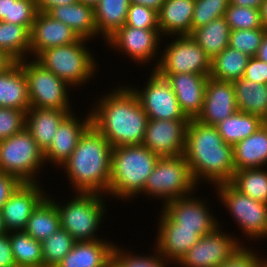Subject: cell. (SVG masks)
I'll use <instances>...</instances> for the list:
<instances>
[{
    "label": "cell",
    "instance_id": "obj_22",
    "mask_svg": "<svg viewBox=\"0 0 267 267\" xmlns=\"http://www.w3.org/2000/svg\"><path fill=\"white\" fill-rule=\"evenodd\" d=\"M30 35V58H36L45 49L80 39L69 26L44 12L37 13Z\"/></svg>",
    "mask_w": 267,
    "mask_h": 267
},
{
    "label": "cell",
    "instance_id": "obj_52",
    "mask_svg": "<svg viewBox=\"0 0 267 267\" xmlns=\"http://www.w3.org/2000/svg\"><path fill=\"white\" fill-rule=\"evenodd\" d=\"M264 0H230L231 5L260 9Z\"/></svg>",
    "mask_w": 267,
    "mask_h": 267
},
{
    "label": "cell",
    "instance_id": "obj_5",
    "mask_svg": "<svg viewBox=\"0 0 267 267\" xmlns=\"http://www.w3.org/2000/svg\"><path fill=\"white\" fill-rule=\"evenodd\" d=\"M74 194L69 201L64 199L65 203L56 200L52 194H47L57 206L61 228L76 241L104 239L102 235L101 237L98 235V231L107 215L108 203L105 200L107 196L101 193L74 192Z\"/></svg>",
    "mask_w": 267,
    "mask_h": 267
},
{
    "label": "cell",
    "instance_id": "obj_41",
    "mask_svg": "<svg viewBox=\"0 0 267 267\" xmlns=\"http://www.w3.org/2000/svg\"><path fill=\"white\" fill-rule=\"evenodd\" d=\"M224 17L232 30L263 28L261 11L257 8L229 5Z\"/></svg>",
    "mask_w": 267,
    "mask_h": 267
},
{
    "label": "cell",
    "instance_id": "obj_8",
    "mask_svg": "<svg viewBox=\"0 0 267 267\" xmlns=\"http://www.w3.org/2000/svg\"><path fill=\"white\" fill-rule=\"evenodd\" d=\"M45 164L43 151L26 127L0 141V172L13 175L22 183H40L38 177Z\"/></svg>",
    "mask_w": 267,
    "mask_h": 267
},
{
    "label": "cell",
    "instance_id": "obj_26",
    "mask_svg": "<svg viewBox=\"0 0 267 267\" xmlns=\"http://www.w3.org/2000/svg\"><path fill=\"white\" fill-rule=\"evenodd\" d=\"M71 112L73 111L34 107L27 110L25 127L43 152L50 146L61 122Z\"/></svg>",
    "mask_w": 267,
    "mask_h": 267
},
{
    "label": "cell",
    "instance_id": "obj_53",
    "mask_svg": "<svg viewBox=\"0 0 267 267\" xmlns=\"http://www.w3.org/2000/svg\"><path fill=\"white\" fill-rule=\"evenodd\" d=\"M255 57L267 63V32L262 38L261 45Z\"/></svg>",
    "mask_w": 267,
    "mask_h": 267
},
{
    "label": "cell",
    "instance_id": "obj_3",
    "mask_svg": "<svg viewBox=\"0 0 267 267\" xmlns=\"http://www.w3.org/2000/svg\"><path fill=\"white\" fill-rule=\"evenodd\" d=\"M112 146L91 125L81 136L69 159L60 167L65 171L72 192L101 193L108 196Z\"/></svg>",
    "mask_w": 267,
    "mask_h": 267
},
{
    "label": "cell",
    "instance_id": "obj_17",
    "mask_svg": "<svg viewBox=\"0 0 267 267\" xmlns=\"http://www.w3.org/2000/svg\"><path fill=\"white\" fill-rule=\"evenodd\" d=\"M71 112L60 124L50 146L43 152L46 165L59 169L70 157L83 133L92 125L91 113L83 118Z\"/></svg>",
    "mask_w": 267,
    "mask_h": 267
},
{
    "label": "cell",
    "instance_id": "obj_1",
    "mask_svg": "<svg viewBox=\"0 0 267 267\" xmlns=\"http://www.w3.org/2000/svg\"><path fill=\"white\" fill-rule=\"evenodd\" d=\"M117 86L107 94L99 95V99L96 97L94 107L89 108L92 125L112 147L141 145L148 116L127 84Z\"/></svg>",
    "mask_w": 267,
    "mask_h": 267
},
{
    "label": "cell",
    "instance_id": "obj_12",
    "mask_svg": "<svg viewBox=\"0 0 267 267\" xmlns=\"http://www.w3.org/2000/svg\"><path fill=\"white\" fill-rule=\"evenodd\" d=\"M162 38L159 29H137L124 25L105 42L112 51L126 55L135 64L142 66L145 64V68L147 63L153 65L150 64L153 61L152 70H154L159 62L161 42L164 44Z\"/></svg>",
    "mask_w": 267,
    "mask_h": 267
},
{
    "label": "cell",
    "instance_id": "obj_42",
    "mask_svg": "<svg viewBox=\"0 0 267 267\" xmlns=\"http://www.w3.org/2000/svg\"><path fill=\"white\" fill-rule=\"evenodd\" d=\"M230 0H195L194 11L192 15V32L212 20L225 15Z\"/></svg>",
    "mask_w": 267,
    "mask_h": 267
},
{
    "label": "cell",
    "instance_id": "obj_38",
    "mask_svg": "<svg viewBox=\"0 0 267 267\" xmlns=\"http://www.w3.org/2000/svg\"><path fill=\"white\" fill-rule=\"evenodd\" d=\"M37 13L36 0H0V21L22 25L30 32Z\"/></svg>",
    "mask_w": 267,
    "mask_h": 267
},
{
    "label": "cell",
    "instance_id": "obj_30",
    "mask_svg": "<svg viewBox=\"0 0 267 267\" xmlns=\"http://www.w3.org/2000/svg\"><path fill=\"white\" fill-rule=\"evenodd\" d=\"M129 5V0H99L94 8L95 23L103 41L125 25Z\"/></svg>",
    "mask_w": 267,
    "mask_h": 267
},
{
    "label": "cell",
    "instance_id": "obj_19",
    "mask_svg": "<svg viewBox=\"0 0 267 267\" xmlns=\"http://www.w3.org/2000/svg\"><path fill=\"white\" fill-rule=\"evenodd\" d=\"M158 213H160L157 218L159 223L153 246L174 266L203 235L197 229L179 228V225L172 222L162 211Z\"/></svg>",
    "mask_w": 267,
    "mask_h": 267
},
{
    "label": "cell",
    "instance_id": "obj_23",
    "mask_svg": "<svg viewBox=\"0 0 267 267\" xmlns=\"http://www.w3.org/2000/svg\"><path fill=\"white\" fill-rule=\"evenodd\" d=\"M107 239L76 241L56 267H106L112 261L116 243Z\"/></svg>",
    "mask_w": 267,
    "mask_h": 267
},
{
    "label": "cell",
    "instance_id": "obj_46",
    "mask_svg": "<svg viewBox=\"0 0 267 267\" xmlns=\"http://www.w3.org/2000/svg\"><path fill=\"white\" fill-rule=\"evenodd\" d=\"M26 113L16 108L0 107V141L25 128Z\"/></svg>",
    "mask_w": 267,
    "mask_h": 267
},
{
    "label": "cell",
    "instance_id": "obj_28",
    "mask_svg": "<svg viewBox=\"0 0 267 267\" xmlns=\"http://www.w3.org/2000/svg\"><path fill=\"white\" fill-rule=\"evenodd\" d=\"M236 170L263 168L267 165V122L233 146Z\"/></svg>",
    "mask_w": 267,
    "mask_h": 267
},
{
    "label": "cell",
    "instance_id": "obj_14",
    "mask_svg": "<svg viewBox=\"0 0 267 267\" xmlns=\"http://www.w3.org/2000/svg\"><path fill=\"white\" fill-rule=\"evenodd\" d=\"M149 72H151L149 74L150 77L147 78L143 88L141 86L137 88L128 84L131 90L137 95L148 119H188L179 107L171 84L166 78L159 76L154 70Z\"/></svg>",
    "mask_w": 267,
    "mask_h": 267
},
{
    "label": "cell",
    "instance_id": "obj_24",
    "mask_svg": "<svg viewBox=\"0 0 267 267\" xmlns=\"http://www.w3.org/2000/svg\"><path fill=\"white\" fill-rule=\"evenodd\" d=\"M195 0H165L158 12L162 37L192 34V15Z\"/></svg>",
    "mask_w": 267,
    "mask_h": 267
},
{
    "label": "cell",
    "instance_id": "obj_7",
    "mask_svg": "<svg viewBox=\"0 0 267 267\" xmlns=\"http://www.w3.org/2000/svg\"><path fill=\"white\" fill-rule=\"evenodd\" d=\"M198 188L182 154L160 157L141 194H145V198L149 196V199H160L164 204L170 200L190 196L197 192Z\"/></svg>",
    "mask_w": 267,
    "mask_h": 267
},
{
    "label": "cell",
    "instance_id": "obj_56",
    "mask_svg": "<svg viewBox=\"0 0 267 267\" xmlns=\"http://www.w3.org/2000/svg\"><path fill=\"white\" fill-rule=\"evenodd\" d=\"M78 2L95 8L99 0H78Z\"/></svg>",
    "mask_w": 267,
    "mask_h": 267
},
{
    "label": "cell",
    "instance_id": "obj_21",
    "mask_svg": "<svg viewBox=\"0 0 267 267\" xmlns=\"http://www.w3.org/2000/svg\"><path fill=\"white\" fill-rule=\"evenodd\" d=\"M171 84L182 113L189 120L201 114L208 76L193 73L158 74Z\"/></svg>",
    "mask_w": 267,
    "mask_h": 267
},
{
    "label": "cell",
    "instance_id": "obj_55",
    "mask_svg": "<svg viewBox=\"0 0 267 267\" xmlns=\"http://www.w3.org/2000/svg\"><path fill=\"white\" fill-rule=\"evenodd\" d=\"M263 28L267 32V0H264L260 8Z\"/></svg>",
    "mask_w": 267,
    "mask_h": 267
},
{
    "label": "cell",
    "instance_id": "obj_31",
    "mask_svg": "<svg viewBox=\"0 0 267 267\" xmlns=\"http://www.w3.org/2000/svg\"><path fill=\"white\" fill-rule=\"evenodd\" d=\"M60 228L57 206L47 195L34 209L24 231L35 240L42 242Z\"/></svg>",
    "mask_w": 267,
    "mask_h": 267
},
{
    "label": "cell",
    "instance_id": "obj_51",
    "mask_svg": "<svg viewBox=\"0 0 267 267\" xmlns=\"http://www.w3.org/2000/svg\"><path fill=\"white\" fill-rule=\"evenodd\" d=\"M130 3L147 6L157 12L161 9V6L165 0H129Z\"/></svg>",
    "mask_w": 267,
    "mask_h": 267
},
{
    "label": "cell",
    "instance_id": "obj_29",
    "mask_svg": "<svg viewBox=\"0 0 267 267\" xmlns=\"http://www.w3.org/2000/svg\"><path fill=\"white\" fill-rule=\"evenodd\" d=\"M233 83L238 111L259 116L267 122V84L244 77Z\"/></svg>",
    "mask_w": 267,
    "mask_h": 267
},
{
    "label": "cell",
    "instance_id": "obj_15",
    "mask_svg": "<svg viewBox=\"0 0 267 267\" xmlns=\"http://www.w3.org/2000/svg\"><path fill=\"white\" fill-rule=\"evenodd\" d=\"M196 193L162 204L160 209L179 228L197 229L203 236L219 226L216 214L213 216L211 204L206 197H196ZM195 196V197H194ZM211 209V210H210Z\"/></svg>",
    "mask_w": 267,
    "mask_h": 267
},
{
    "label": "cell",
    "instance_id": "obj_48",
    "mask_svg": "<svg viewBox=\"0 0 267 267\" xmlns=\"http://www.w3.org/2000/svg\"><path fill=\"white\" fill-rule=\"evenodd\" d=\"M21 184L17 177L0 172V210Z\"/></svg>",
    "mask_w": 267,
    "mask_h": 267
},
{
    "label": "cell",
    "instance_id": "obj_9",
    "mask_svg": "<svg viewBox=\"0 0 267 267\" xmlns=\"http://www.w3.org/2000/svg\"><path fill=\"white\" fill-rule=\"evenodd\" d=\"M218 201L237 223L245 237V241L267 240V204L254 200L240 193L230 183L218 184L213 187ZM248 237V238H247Z\"/></svg>",
    "mask_w": 267,
    "mask_h": 267
},
{
    "label": "cell",
    "instance_id": "obj_40",
    "mask_svg": "<svg viewBox=\"0 0 267 267\" xmlns=\"http://www.w3.org/2000/svg\"><path fill=\"white\" fill-rule=\"evenodd\" d=\"M152 248L151 254L142 253L141 255L140 253L139 255V253L133 254L126 247L124 249L123 246L121 248V245L119 247L115 245L112 251V263L114 267H169L173 264L165 260L154 247Z\"/></svg>",
    "mask_w": 267,
    "mask_h": 267
},
{
    "label": "cell",
    "instance_id": "obj_25",
    "mask_svg": "<svg viewBox=\"0 0 267 267\" xmlns=\"http://www.w3.org/2000/svg\"><path fill=\"white\" fill-rule=\"evenodd\" d=\"M47 14L69 26L79 38L91 42L101 37L96 29L95 12L91 6L79 2L60 5L50 9Z\"/></svg>",
    "mask_w": 267,
    "mask_h": 267
},
{
    "label": "cell",
    "instance_id": "obj_16",
    "mask_svg": "<svg viewBox=\"0 0 267 267\" xmlns=\"http://www.w3.org/2000/svg\"><path fill=\"white\" fill-rule=\"evenodd\" d=\"M188 122L189 119H148L142 145L160 157L182 155Z\"/></svg>",
    "mask_w": 267,
    "mask_h": 267
},
{
    "label": "cell",
    "instance_id": "obj_20",
    "mask_svg": "<svg viewBox=\"0 0 267 267\" xmlns=\"http://www.w3.org/2000/svg\"><path fill=\"white\" fill-rule=\"evenodd\" d=\"M237 111L233 83L209 76L206 82L203 109L196 120L205 125L215 126Z\"/></svg>",
    "mask_w": 267,
    "mask_h": 267
},
{
    "label": "cell",
    "instance_id": "obj_47",
    "mask_svg": "<svg viewBox=\"0 0 267 267\" xmlns=\"http://www.w3.org/2000/svg\"><path fill=\"white\" fill-rule=\"evenodd\" d=\"M244 78L260 84H267V63L254 57L249 59Z\"/></svg>",
    "mask_w": 267,
    "mask_h": 267
},
{
    "label": "cell",
    "instance_id": "obj_13",
    "mask_svg": "<svg viewBox=\"0 0 267 267\" xmlns=\"http://www.w3.org/2000/svg\"><path fill=\"white\" fill-rule=\"evenodd\" d=\"M219 226L211 233L201 236L181 259L175 264L177 267H219L243 243V238L233 237V234L223 231Z\"/></svg>",
    "mask_w": 267,
    "mask_h": 267
},
{
    "label": "cell",
    "instance_id": "obj_11",
    "mask_svg": "<svg viewBox=\"0 0 267 267\" xmlns=\"http://www.w3.org/2000/svg\"><path fill=\"white\" fill-rule=\"evenodd\" d=\"M160 51L157 74L193 73L210 76L211 59L190 35L170 36Z\"/></svg>",
    "mask_w": 267,
    "mask_h": 267
},
{
    "label": "cell",
    "instance_id": "obj_10",
    "mask_svg": "<svg viewBox=\"0 0 267 267\" xmlns=\"http://www.w3.org/2000/svg\"><path fill=\"white\" fill-rule=\"evenodd\" d=\"M28 83L31 107L56 110H73L70 103V86L35 58L19 61ZM70 91H69V90Z\"/></svg>",
    "mask_w": 267,
    "mask_h": 267
},
{
    "label": "cell",
    "instance_id": "obj_50",
    "mask_svg": "<svg viewBox=\"0 0 267 267\" xmlns=\"http://www.w3.org/2000/svg\"><path fill=\"white\" fill-rule=\"evenodd\" d=\"M78 3V0H36L38 12L47 13L50 9L60 5Z\"/></svg>",
    "mask_w": 267,
    "mask_h": 267
},
{
    "label": "cell",
    "instance_id": "obj_18",
    "mask_svg": "<svg viewBox=\"0 0 267 267\" xmlns=\"http://www.w3.org/2000/svg\"><path fill=\"white\" fill-rule=\"evenodd\" d=\"M42 183H22L4 203L1 213L8 232L24 231L28 219L47 196Z\"/></svg>",
    "mask_w": 267,
    "mask_h": 267
},
{
    "label": "cell",
    "instance_id": "obj_6",
    "mask_svg": "<svg viewBox=\"0 0 267 267\" xmlns=\"http://www.w3.org/2000/svg\"><path fill=\"white\" fill-rule=\"evenodd\" d=\"M90 40L80 38L77 42L45 49L35 59L72 90L89 84L98 73L95 52L86 47Z\"/></svg>",
    "mask_w": 267,
    "mask_h": 267
},
{
    "label": "cell",
    "instance_id": "obj_32",
    "mask_svg": "<svg viewBox=\"0 0 267 267\" xmlns=\"http://www.w3.org/2000/svg\"><path fill=\"white\" fill-rule=\"evenodd\" d=\"M229 35L230 28L223 16L195 29L190 36L212 60L229 46Z\"/></svg>",
    "mask_w": 267,
    "mask_h": 267
},
{
    "label": "cell",
    "instance_id": "obj_45",
    "mask_svg": "<svg viewBox=\"0 0 267 267\" xmlns=\"http://www.w3.org/2000/svg\"><path fill=\"white\" fill-rule=\"evenodd\" d=\"M251 246V247H250ZM241 245L226 261L219 267H265L267 257L259 254L260 251L254 250L250 244ZM263 257V258H262Z\"/></svg>",
    "mask_w": 267,
    "mask_h": 267
},
{
    "label": "cell",
    "instance_id": "obj_4",
    "mask_svg": "<svg viewBox=\"0 0 267 267\" xmlns=\"http://www.w3.org/2000/svg\"><path fill=\"white\" fill-rule=\"evenodd\" d=\"M159 158L142 144L113 147L107 197L121 202L139 198Z\"/></svg>",
    "mask_w": 267,
    "mask_h": 267
},
{
    "label": "cell",
    "instance_id": "obj_36",
    "mask_svg": "<svg viewBox=\"0 0 267 267\" xmlns=\"http://www.w3.org/2000/svg\"><path fill=\"white\" fill-rule=\"evenodd\" d=\"M9 240L17 267H43L41 242L25 231L9 232Z\"/></svg>",
    "mask_w": 267,
    "mask_h": 267
},
{
    "label": "cell",
    "instance_id": "obj_33",
    "mask_svg": "<svg viewBox=\"0 0 267 267\" xmlns=\"http://www.w3.org/2000/svg\"><path fill=\"white\" fill-rule=\"evenodd\" d=\"M250 58L243 52L228 46L211 60L210 77L227 82L241 79Z\"/></svg>",
    "mask_w": 267,
    "mask_h": 267
},
{
    "label": "cell",
    "instance_id": "obj_54",
    "mask_svg": "<svg viewBox=\"0 0 267 267\" xmlns=\"http://www.w3.org/2000/svg\"><path fill=\"white\" fill-rule=\"evenodd\" d=\"M15 61L0 49V73L8 69Z\"/></svg>",
    "mask_w": 267,
    "mask_h": 267
},
{
    "label": "cell",
    "instance_id": "obj_57",
    "mask_svg": "<svg viewBox=\"0 0 267 267\" xmlns=\"http://www.w3.org/2000/svg\"><path fill=\"white\" fill-rule=\"evenodd\" d=\"M8 233V230L5 228L4 221L2 219V213L0 210V235Z\"/></svg>",
    "mask_w": 267,
    "mask_h": 267
},
{
    "label": "cell",
    "instance_id": "obj_27",
    "mask_svg": "<svg viewBox=\"0 0 267 267\" xmlns=\"http://www.w3.org/2000/svg\"><path fill=\"white\" fill-rule=\"evenodd\" d=\"M0 107L16 108L25 113L31 107L27 79L19 62L0 73Z\"/></svg>",
    "mask_w": 267,
    "mask_h": 267
},
{
    "label": "cell",
    "instance_id": "obj_44",
    "mask_svg": "<svg viewBox=\"0 0 267 267\" xmlns=\"http://www.w3.org/2000/svg\"><path fill=\"white\" fill-rule=\"evenodd\" d=\"M125 25L137 29H159L158 12L144 5L130 3Z\"/></svg>",
    "mask_w": 267,
    "mask_h": 267
},
{
    "label": "cell",
    "instance_id": "obj_34",
    "mask_svg": "<svg viewBox=\"0 0 267 267\" xmlns=\"http://www.w3.org/2000/svg\"><path fill=\"white\" fill-rule=\"evenodd\" d=\"M264 122L259 116L237 111L215 127L226 144L234 146L253 134Z\"/></svg>",
    "mask_w": 267,
    "mask_h": 267
},
{
    "label": "cell",
    "instance_id": "obj_43",
    "mask_svg": "<svg viewBox=\"0 0 267 267\" xmlns=\"http://www.w3.org/2000/svg\"><path fill=\"white\" fill-rule=\"evenodd\" d=\"M265 33L264 28L232 30L229 35V47L254 57Z\"/></svg>",
    "mask_w": 267,
    "mask_h": 267
},
{
    "label": "cell",
    "instance_id": "obj_39",
    "mask_svg": "<svg viewBox=\"0 0 267 267\" xmlns=\"http://www.w3.org/2000/svg\"><path fill=\"white\" fill-rule=\"evenodd\" d=\"M76 240L60 228L41 242L43 267H56L71 251Z\"/></svg>",
    "mask_w": 267,
    "mask_h": 267
},
{
    "label": "cell",
    "instance_id": "obj_35",
    "mask_svg": "<svg viewBox=\"0 0 267 267\" xmlns=\"http://www.w3.org/2000/svg\"><path fill=\"white\" fill-rule=\"evenodd\" d=\"M30 34L22 25L0 21V49L15 62L30 58Z\"/></svg>",
    "mask_w": 267,
    "mask_h": 267
},
{
    "label": "cell",
    "instance_id": "obj_2",
    "mask_svg": "<svg viewBox=\"0 0 267 267\" xmlns=\"http://www.w3.org/2000/svg\"><path fill=\"white\" fill-rule=\"evenodd\" d=\"M184 156L197 186L230 183L236 171L233 146L226 144L215 126L196 119L188 122Z\"/></svg>",
    "mask_w": 267,
    "mask_h": 267
},
{
    "label": "cell",
    "instance_id": "obj_58",
    "mask_svg": "<svg viewBox=\"0 0 267 267\" xmlns=\"http://www.w3.org/2000/svg\"><path fill=\"white\" fill-rule=\"evenodd\" d=\"M106 267H114L112 261Z\"/></svg>",
    "mask_w": 267,
    "mask_h": 267
},
{
    "label": "cell",
    "instance_id": "obj_37",
    "mask_svg": "<svg viewBox=\"0 0 267 267\" xmlns=\"http://www.w3.org/2000/svg\"><path fill=\"white\" fill-rule=\"evenodd\" d=\"M230 184L240 193L267 204V166L236 170Z\"/></svg>",
    "mask_w": 267,
    "mask_h": 267
},
{
    "label": "cell",
    "instance_id": "obj_49",
    "mask_svg": "<svg viewBox=\"0 0 267 267\" xmlns=\"http://www.w3.org/2000/svg\"><path fill=\"white\" fill-rule=\"evenodd\" d=\"M0 267H17L9 240V232L0 235Z\"/></svg>",
    "mask_w": 267,
    "mask_h": 267
}]
</instances>
